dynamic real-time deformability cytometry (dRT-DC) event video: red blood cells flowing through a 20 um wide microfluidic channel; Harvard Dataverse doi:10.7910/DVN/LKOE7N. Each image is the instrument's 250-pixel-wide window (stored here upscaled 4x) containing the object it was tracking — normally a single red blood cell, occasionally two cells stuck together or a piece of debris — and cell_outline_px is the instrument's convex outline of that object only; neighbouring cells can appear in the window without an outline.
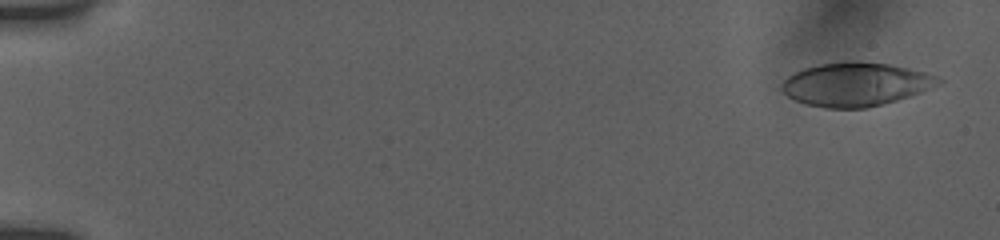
{"species": "human", "species_latin": "Homo sapiens", "temperature_condition": "room temperature", "stored_images_in_passage": 23, "camera_frame_rate_fps": 3000, "um_per_image_px": 0.085, "donor": {"sex": "female"}, "frame": {"image": 1, "passage_image": 2, "time_ms": 0.333, "image_size_px": [1000, 240], "cell_outline_px": [[944, 80], [940, 84], [932, 88], [896, 100], [864, 108], [824, 108], [808, 104], [796, 100], [788, 96], [780, 88], [780, 84], [792, 72], [804, 68], [820, 64], [844, 60], [848, 60], [888, 64], [924, 72], [940, 76]], "centroid_in_image_um": [72.72, 7.15], "position_along_channel_um": 12.3, "area_um2": 39.77}}
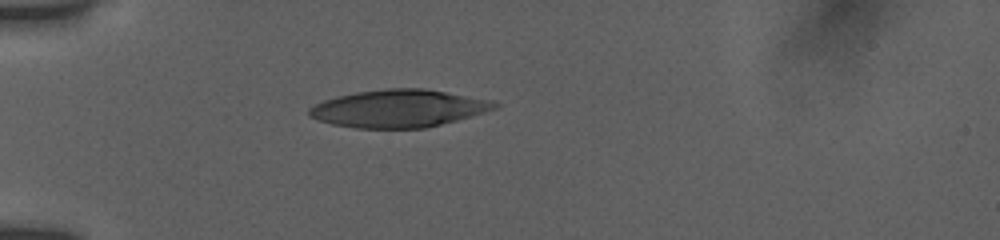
{"frame": {"image": 2, "passage_image": 20, "time_ms": 5.0, "image_size_px": [1000, 240], "cell_outline_px": [[500, 104], [496, 108], [484, 112], [456, 120], [424, 128], [356, 128], [332, 124], [316, 120], [308, 116], [308, 108], [324, 100], [356, 92], [388, 88], [424, 88], [496, 100]], "centroid_in_image_um": [33.9, 9.21], "position_along_channel_um": 51.1, "area_um2": 40.63}}